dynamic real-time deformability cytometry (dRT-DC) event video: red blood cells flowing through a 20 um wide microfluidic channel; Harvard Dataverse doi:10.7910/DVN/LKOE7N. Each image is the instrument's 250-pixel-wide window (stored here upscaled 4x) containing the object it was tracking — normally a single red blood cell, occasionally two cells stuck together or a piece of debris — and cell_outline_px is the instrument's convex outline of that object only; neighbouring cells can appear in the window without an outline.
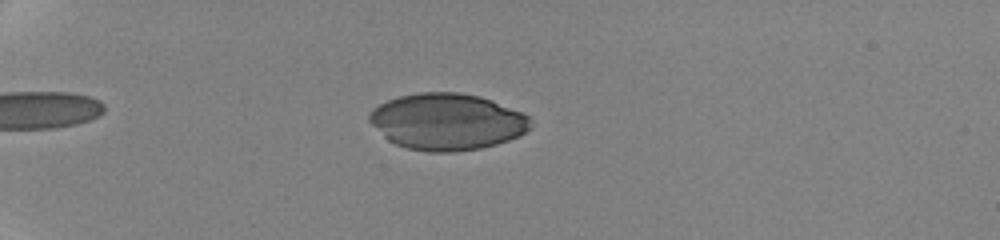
{"species": "human", "species_latin": "Homo sapiens", "temperature_condition": "cold", "stored_images_in_passage": 23, "camera_frame_rate_fps": 3000, "um_per_image_px": 0.085, "donor": {"sex": "female"}, "frame": {"image": 1, "passage_image": 11, "time_ms": 5.333, "image_size_px": [1000, 240], "cell_outline_px": [[528, 128], [520, 136], [496, 144], [480, 148], [452, 152], [428, 152], [408, 148], [396, 144], [388, 140], [368, 120], [368, 116], [380, 104], [388, 100], [400, 96], [420, 92], [460, 92], [480, 96], [492, 100], [520, 112], [528, 116]], "centroid_in_image_um": [37.98, 10.34], "position_along_channel_um": 47.0, "area_um2": 52.6}}